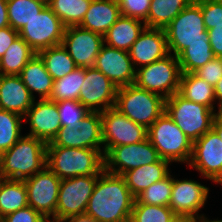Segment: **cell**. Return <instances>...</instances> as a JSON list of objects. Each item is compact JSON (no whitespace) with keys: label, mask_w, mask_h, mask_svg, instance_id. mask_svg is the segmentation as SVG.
Returning <instances> with one entry per match:
<instances>
[{"label":"cell","mask_w":222,"mask_h":222,"mask_svg":"<svg viewBox=\"0 0 222 222\" xmlns=\"http://www.w3.org/2000/svg\"><path fill=\"white\" fill-rule=\"evenodd\" d=\"M135 199L121 175L103 170L97 178L85 215L96 222H130Z\"/></svg>","instance_id":"6da1fadb"},{"label":"cell","mask_w":222,"mask_h":222,"mask_svg":"<svg viewBox=\"0 0 222 222\" xmlns=\"http://www.w3.org/2000/svg\"><path fill=\"white\" fill-rule=\"evenodd\" d=\"M47 144L23 135L9 150L0 154V175L24 181L42 171L47 164Z\"/></svg>","instance_id":"7a4b0ae2"},{"label":"cell","mask_w":222,"mask_h":222,"mask_svg":"<svg viewBox=\"0 0 222 222\" xmlns=\"http://www.w3.org/2000/svg\"><path fill=\"white\" fill-rule=\"evenodd\" d=\"M46 166L61 180L99 176L104 170V150L47 146Z\"/></svg>","instance_id":"3957f363"},{"label":"cell","mask_w":222,"mask_h":222,"mask_svg":"<svg viewBox=\"0 0 222 222\" xmlns=\"http://www.w3.org/2000/svg\"><path fill=\"white\" fill-rule=\"evenodd\" d=\"M166 99L136 84L119 87L115 108L148 129L164 112Z\"/></svg>","instance_id":"277c9868"},{"label":"cell","mask_w":222,"mask_h":222,"mask_svg":"<svg viewBox=\"0 0 222 222\" xmlns=\"http://www.w3.org/2000/svg\"><path fill=\"white\" fill-rule=\"evenodd\" d=\"M148 139L161 159L189 164L193 142L164 112L148 129Z\"/></svg>","instance_id":"5b68a950"},{"label":"cell","mask_w":222,"mask_h":222,"mask_svg":"<svg viewBox=\"0 0 222 222\" xmlns=\"http://www.w3.org/2000/svg\"><path fill=\"white\" fill-rule=\"evenodd\" d=\"M217 110L189 101L175 93L165 101V112L192 141H196L212 129Z\"/></svg>","instance_id":"8992f818"},{"label":"cell","mask_w":222,"mask_h":222,"mask_svg":"<svg viewBox=\"0 0 222 222\" xmlns=\"http://www.w3.org/2000/svg\"><path fill=\"white\" fill-rule=\"evenodd\" d=\"M164 30L169 53H173L177 57L191 43L209 42V35L204 26L201 6L193 1Z\"/></svg>","instance_id":"52a82bcc"},{"label":"cell","mask_w":222,"mask_h":222,"mask_svg":"<svg viewBox=\"0 0 222 222\" xmlns=\"http://www.w3.org/2000/svg\"><path fill=\"white\" fill-rule=\"evenodd\" d=\"M181 75L178 57L169 54L163 59L136 69L134 84L166 99L179 92Z\"/></svg>","instance_id":"ba28073f"},{"label":"cell","mask_w":222,"mask_h":222,"mask_svg":"<svg viewBox=\"0 0 222 222\" xmlns=\"http://www.w3.org/2000/svg\"><path fill=\"white\" fill-rule=\"evenodd\" d=\"M66 26L45 6L20 31L19 36L38 54L49 47L62 44Z\"/></svg>","instance_id":"9c48e42d"},{"label":"cell","mask_w":222,"mask_h":222,"mask_svg":"<svg viewBox=\"0 0 222 222\" xmlns=\"http://www.w3.org/2000/svg\"><path fill=\"white\" fill-rule=\"evenodd\" d=\"M99 176H77L61 180L55 222L84 215Z\"/></svg>","instance_id":"30bf717a"},{"label":"cell","mask_w":222,"mask_h":222,"mask_svg":"<svg viewBox=\"0 0 222 222\" xmlns=\"http://www.w3.org/2000/svg\"><path fill=\"white\" fill-rule=\"evenodd\" d=\"M104 155L115 146L144 141L148 130L129 119L115 107L101 112Z\"/></svg>","instance_id":"8fae6325"},{"label":"cell","mask_w":222,"mask_h":222,"mask_svg":"<svg viewBox=\"0 0 222 222\" xmlns=\"http://www.w3.org/2000/svg\"><path fill=\"white\" fill-rule=\"evenodd\" d=\"M24 183L28 206L40 212L49 222H55L61 179L46 166L42 171L24 180Z\"/></svg>","instance_id":"7c38bea8"},{"label":"cell","mask_w":222,"mask_h":222,"mask_svg":"<svg viewBox=\"0 0 222 222\" xmlns=\"http://www.w3.org/2000/svg\"><path fill=\"white\" fill-rule=\"evenodd\" d=\"M160 159L157 150L147 138L144 141L112 147L104 155V170L115 175L149 165Z\"/></svg>","instance_id":"4fadbf2b"},{"label":"cell","mask_w":222,"mask_h":222,"mask_svg":"<svg viewBox=\"0 0 222 222\" xmlns=\"http://www.w3.org/2000/svg\"><path fill=\"white\" fill-rule=\"evenodd\" d=\"M100 112H89L75 128L61 127L47 146L103 150ZM102 148V149H101Z\"/></svg>","instance_id":"5bb4252c"},{"label":"cell","mask_w":222,"mask_h":222,"mask_svg":"<svg viewBox=\"0 0 222 222\" xmlns=\"http://www.w3.org/2000/svg\"><path fill=\"white\" fill-rule=\"evenodd\" d=\"M188 166L214 183L222 179V141L213 129L193 142Z\"/></svg>","instance_id":"9a60e30c"},{"label":"cell","mask_w":222,"mask_h":222,"mask_svg":"<svg viewBox=\"0 0 222 222\" xmlns=\"http://www.w3.org/2000/svg\"><path fill=\"white\" fill-rule=\"evenodd\" d=\"M118 88L100 70L85 68V81L79 93V102L89 112H103L115 107Z\"/></svg>","instance_id":"2e32d148"},{"label":"cell","mask_w":222,"mask_h":222,"mask_svg":"<svg viewBox=\"0 0 222 222\" xmlns=\"http://www.w3.org/2000/svg\"><path fill=\"white\" fill-rule=\"evenodd\" d=\"M209 188L195 180H178L173 177L169 208L176 214L201 219L204 215L198 214L207 201Z\"/></svg>","instance_id":"e0dca14e"},{"label":"cell","mask_w":222,"mask_h":222,"mask_svg":"<svg viewBox=\"0 0 222 222\" xmlns=\"http://www.w3.org/2000/svg\"><path fill=\"white\" fill-rule=\"evenodd\" d=\"M103 44V35L80 26H68L61 45L67 50L77 67L90 68L94 67Z\"/></svg>","instance_id":"ac0fdd59"},{"label":"cell","mask_w":222,"mask_h":222,"mask_svg":"<svg viewBox=\"0 0 222 222\" xmlns=\"http://www.w3.org/2000/svg\"><path fill=\"white\" fill-rule=\"evenodd\" d=\"M94 68L100 70L117 88L135 83L136 69L128 51L103 44Z\"/></svg>","instance_id":"d6986e66"},{"label":"cell","mask_w":222,"mask_h":222,"mask_svg":"<svg viewBox=\"0 0 222 222\" xmlns=\"http://www.w3.org/2000/svg\"><path fill=\"white\" fill-rule=\"evenodd\" d=\"M24 118V122L30 125L27 135L46 144L52 142L61 128L57 102L50 99L34 100Z\"/></svg>","instance_id":"ffe728a7"},{"label":"cell","mask_w":222,"mask_h":222,"mask_svg":"<svg viewBox=\"0 0 222 222\" xmlns=\"http://www.w3.org/2000/svg\"><path fill=\"white\" fill-rule=\"evenodd\" d=\"M128 52L135 69L165 58L170 54L165 30L146 27Z\"/></svg>","instance_id":"44dd1931"},{"label":"cell","mask_w":222,"mask_h":222,"mask_svg":"<svg viewBox=\"0 0 222 222\" xmlns=\"http://www.w3.org/2000/svg\"><path fill=\"white\" fill-rule=\"evenodd\" d=\"M34 100L19 75H0V109L25 117Z\"/></svg>","instance_id":"7402d4cb"},{"label":"cell","mask_w":222,"mask_h":222,"mask_svg":"<svg viewBox=\"0 0 222 222\" xmlns=\"http://www.w3.org/2000/svg\"><path fill=\"white\" fill-rule=\"evenodd\" d=\"M120 16L121 11L117 0H92L78 26L104 35Z\"/></svg>","instance_id":"603a6c76"},{"label":"cell","mask_w":222,"mask_h":222,"mask_svg":"<svg viewBox=\"0 0 222 222\" xmlns=\"http://www.w3.org/2000/svg\"><path fill=\"white\" fill-rule=\"evenodd\" d=\"M169 164L171 165L170 161L160 158L155 163L126 171L121 176L124 178L132 195L136 198L150 185L171 174L168 168L170 167Z\"/></svg>","instance_id":"cb8c5ba5"},{"label":"cell","mask_w":222,"mask_h":222,"mask_svg":"<svg viewBox=\"0 0 222 222\" xmlns=\"http://www.w3.org/2000/svg\"><path fill=\"white\" fill-rule=\"evenodd\" d=\"M145 28L143 21L121 15L103 35L104 44L129 51Z\"/></svg>","instance_id":"d4e9b609"},{"label":"cell","mask_w":222,"mask_h":222,"mask_svg":"<svg viewBox=\"0 0 222 222\" xmlns=\"http://www.w3.org/2000/svg\"><path fill=\"white\" fill-rule=\"evenodd\" d=\"M19 76L34 99L36 98L34 92L39 94L40 99H49L53 79L38 54L25 65Z\"/></svg>","instance_id":"484cf974"},{"label":"cell","mask_w":222,"mask_h":222,"mask_svg":"<svg viewBox=\"0 0 222 222\" xmlns=\"http://www.w3.org/2000/svg\"><path fill=\"white\" fill-rule=\"evenodd\" d=\"M189 101L215 109L216 99L214 87L194 73H182L178 92ZM215 102V103H214Z\"/></svg>","instance_id":"4316f807"},{"label":"cell","mask_w":222,"mask_h":222,"mask_svg":"<svg viewBox=\"0 0 222 222\" xmlns=\"http://www.w3.org/2000/svg\"><path fill=\"white\" fill-rule=\"evenodd\" d=\"M193 0H151L147 28L165 29Z\"/></svg>","instance_id":"83f0119b"},{"label":"cell","mask_w":222,"mask_h":222,"mask_svg":"<svg viewBox=\"0 0 222 222\" xmlns=\"http://www.w3.org/2000/svg\"><path fill=\"white\" fill-rule=\"evenodd\" d=\"M37 53L20 37L11 44L0 59V75H19Z\"/></svg>","instance_id":"f1b7e54d"},{"label":"cell","mask_w":222,"mask_h":222,"mask_svg":"<svg viewBox=\"0 0 222 222\" xmlns=\"http://www.w3.org/2000/svg\"><path fill=\"white\" fill-rule=\"evenodd\" d=\"M28 206L24 181L5 179L0 183V218Z\"/></svg>","instance_id":"f546056e"},{"label":"cell","mask_w":222,"mask_h":222,"mask_svg":"<svg viewBox=\"0 0 222 222\" xmlns=\"http://www.w3.org/2000/svg\"><path fill=\"white\" fill-rule=\"evenodd\" d=\"M38 55L44 61L46 70L53 81L63 78L77 68L74 60L62 45L44 49Z\"/></svg>","instance_id":"4dcf8cb0"},{"label":"cell","mask_w":222,"mask_h":222,"mask_svg":"<svg viewBox=\"0 0 222 222\" xmlns=\"http://www.w3.org/2000/svg\"><path fill=\"white\" fill-rule=\"evenodd\" d=\"M85 81V68L77 67L63 78L53 81L49 99L54 102L62 100L79 101V93Z\"/></svg>","instance_id":"1f68e13d"},{"label":"cell","mask_w":222,"mask_h":222,"mask_svg":"<svg viewBox=\"0 0 222 222\" xmlns=\"http://www.w3.org/2000/svg\"><path fill=\"white\" fill-rule=\"evenodd\" d=\"M92 0H51L48 5L53 13L68 26H78L89 9Z\"/></svg>","instance_id":"d6a6232c"},{"label":"cell","mask_w":222,"mask_h":222,"mask_svg":"<svg viewBox=\"0 0 222 222\" xmlns=\"http://www.w3.org/2000/svg\"><path fill=\"white\" fill-rule=\"evenodd\" d=\"M36 0H7L10 26L18 32L45 7Z\"/></svg>","instance_id":"836d02e7"},{"label":"cell","mask_w":222,"mask_h":222,"mask_svg":"<svg viewBox=\"0 0 222 222\" xmlns=\"http://www.w3.org/2000/svg\"><path fill=\"white\" fill-rule=\"evenodd\" d=\"M214 57L210 42H196L189 44L178 60L182 73H194Z\"/></svg>","instance_id":"e575fe53"},{"label":"cell","mask_w":222,"mask_h":222,"mask_svg":"<svg viewBox=\"0 0 222 222\" xmlns=\"http://www.w3.org/2000/svg\"><path fill=\"white\" fill-rule=\"evenodd\" d=\"M24 117L0 109V154L9 150L23 135H21Z\"/></svg>","instance_id":"d590c367"},{"label":"cell","mask_w":222,"mask_h":222,"mask_svg":"<svg viewBox=\"0 0 222 222\" xmlns=\"http://www.w3.org/2000/svg\"><path fill=\"white\" fill-rule=\"evenodd\" d=\"M173 176L168 175L161 181L155 182L139 194L134 204H149L168 206L171 198Z\"/></svg>","instance_id":"8d00e7d4"},{"label":"cell","mask_w":222,"mask_h":222,"mask_svg":"<svg viewBox=\"0 0 222 222\" xmlns=\"http://www.w3.org/2000/svg\"><path fill=\"white\" fill-rule=\"evenodd\" d=\"M175 216L168 206L134 204L130 222H170Z\"/></svg>","instance_id":"74e56055"},{"label":"cell","mask_w":222,"mask_h":222,"mask_svg":"<svg viewBox=\"0 0 222 222\" xmlns=\"http://www.w3.org/2000/svg\"><path fill=\"white\" fill-rule=\"evenodd\" d=\"M61 127L75 128L89 111L77 100L57 102Z\"/></svg>","instance_id":"f35d334b"},{"label":"cell","mask_w":222,"mask_h":222,"mask_svg":"<svg viewBox=\"0 0 222 222\" xmlns=\"http://www.w3.org/2000/svg\"><path fill=\"white\" fill-rule=\"evenodd\" d=\"M121 15L145 22L148 17L151 0H117Z\"/></svg>","instance_id":"ab89813d"},{"label":"cell","mask_w":222,"mask_h":222,"mask_svg":"<svg viewBox=\"0 0 222 222\" xmlns=\"http://www.w3.org/2000/svg\"><path fill=\"white\" fill-rule=\"evenodd\" d=\"M194 74L214 87L222 78V58L214 57Z\"/></svg>","instance_id":"60d3db41"},{"label":"cell","mask_w":222,"mask_h":222,"mask_svg":"<svg viewBox=\"0 0 222 222\" xmlns=\"http://www.w3.org/2000/svg\"><path fill=\"white\" fill-rule=\"evenodd\" d=\"M201 6L205 29L222 24V2L198 3Z\"/></svg>","instance_id":"b9f144b4"},{"label":"cell","mask_w":222,"mask_h":222,"mask_svg":"<svg viewBox=\"0 0 222 222\" xmlns=\"http://www.w3.org/2000/svg\"><path fill=\"white\" fill-rule=\"evenodd\" d=\"M1 222H49V220L31 206H27L7 214L1 218Z\"/></svg>","instance_id":"7bdbcfd3"},{"label":"cell","mask_w":222,"mask_h":222,"mask_svg":"<svg viewBox=\"0 0 222 222\" xmlns=\"http://www.w3.org/2000/svg\"><path fill=\"white\" fill-rule=\"evenodd\" d=\"M18 36L19 32L11 26L0 28V59Z\"/></svg>","instance_id":"ee69618b"},{"label":"cell","mask_w":222,"mask_h":222,"mask_svg":"<svg viewBox=\"0 0 222 222\" xmlns=\"http://www.w3.org/2000/svg\"><path fill=\"white\" fill-rule=\"evenodd\" d=\"M209 42L215 57L222 58V24L208 29Z\"/></svg>","instance_id":"f6af8a7d"},{"label":"cell","mask_w":222,"mask_h":222,"mask_svg":"<svg viewBox=\"0 0 222 222\" xmlns=\"http://www.w3.org/2000/svg\"><path fill=\"white\" fill-rule=\"evenodd\" d=\"M10 26L8 20L7 0H0V28Z\"/></svg>","instance_id":"bcb514c9"},{"label":"cell","mask_w":222,"mask_h":222,"mask_svg":"<svg viewBox=\"0 0 222 222\" xmlns=\"http://www.w3.org/2000/svg\"><path fill=\"white\" fill-rule=\"evenodd\" d=\"M212 129L216 132L222 141V112H216L213 119Z\"/></svg>","instance_id":"7dc6e473"},{"label":"cell","mask_w":222,"mask_h":222,"mask_svg":"<svg viewBox=\"0 0 222 222\" xmlns=\"http://www.w3.org/2000/svg\"><path fill=\"white\" fill-rule=\"evenodd\" d=\"M214 93L218 105V112H222V78L214 86Z\"/></svg>","instance_id":"c3c4849f"},{"label":"cell","mask_w":222,"mask_h":222,"mask_svg":"<svg viewBox=\"0 0 222 222\" xmlns=\"http://www.w3.org/2000/svg\"><path fill=\"white\" fill-rule=\"evenodd\" d=\"M61 222H96V221H94L90 216L84 214V215L66 218Z\"/></svg>","instance_id":"681fc988"},{"label":"cell","mask_w":222,"mask_h":222,"mask_svg":"<svg viewBox=\"0 0 222 222\" xmlns=\"http://www.w3.org/2000/svg\"><path fill=\"white\" fill-rule=\"evenodd\" d=\"M170 222H195V220L187 216L176 215Z\"/></svg>","instance_id":"f907efd6"},{"label":"cell","mask_w":222,"mask_h":222,"mask_svg":"<svg viewBox=\"0 0 222 222\" xmlns=\"http://www.w3.org/2000/svg\"><path fill=\"white\" fill-rule=\"evenodd\" d=\"M195 222H222V219H220V220H216V219H214V220H209L208 219V217H206V216H203L201 219H198V220H196Z\"/></svg>","instance_id":"816d5d0a"},{"label":"cell","mask_w":222,"mask_h":222,"mask_svg":"<svg viewBox=\"0 0 222 222\" xmlns=\"http://www.w3.org/2000/svg\"><path fill=\"white\" fill-rule=\"evenodd\" d=\"M196 3L222 2V0H193Z\"/></svg>","instance_id":"f5cc1de1"},{"label":"cell","mask_w":222,"mask_h":222,"mask_svg":"<svg viewBox=\"0 0 222 222\" xmlns=\"http://www.w3.org/2000/svg\"><path fill=\"white\" fill-rule=\"evenodd\" d=\"M36 1H39V2L43 3L46 6H48L51 2V0H36Z\"/></svg>","instance_id":"db71d44e"},{"label":"cell","mask_w":222,"mask_h":222,"mask_svg":"<svg viewBox=\"0 0 222 222\" xmlns=\"http://www.w3.org/2000/svg\"><path fill=\"white\" fill-rule=\"evenodd\" d=\"M2 180H3V177L0 175V183L2 182Z\"/></svg>","instance_id":"11a10c76"}]
</instances>
